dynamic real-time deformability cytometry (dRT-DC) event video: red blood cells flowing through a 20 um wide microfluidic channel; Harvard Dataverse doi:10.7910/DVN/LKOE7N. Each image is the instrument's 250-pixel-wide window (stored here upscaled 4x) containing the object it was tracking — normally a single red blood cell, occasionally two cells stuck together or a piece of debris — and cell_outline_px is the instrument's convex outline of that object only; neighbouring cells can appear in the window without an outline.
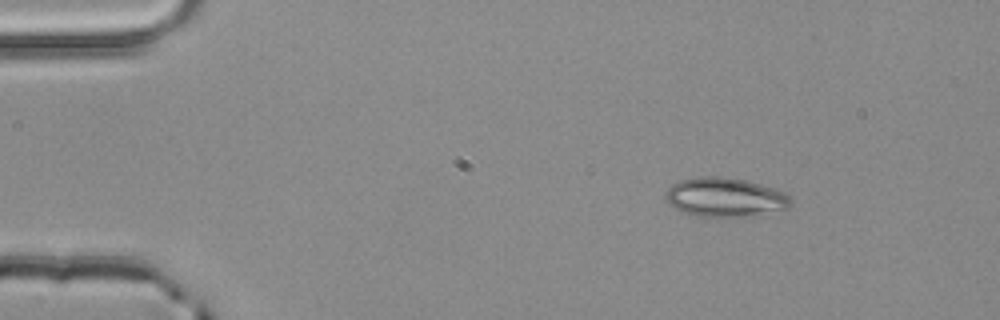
{"species": "common noctule bat (a hibernating species)", "species_latin": "Nyctalus noctula", "temperature_condition": "room temperature", "stored_images_in_passage": 2, "camera_frame_rate_fps": 3000, "um_per_image_px": 0.085, "animal": {"sex": "male", "body_mass_g": 20.4}, "frame": {"image": 1, "passage_image": 1, "time_ms": 0.0, "image_size_px": [1000, 320], "cell_outline_px": [[792, 204], [788, 208], [756, 216], [696, 216], [672, 208], [664, 200], [664, 196], [668, 188], [672, 184], [680, 180], [700, 176], [724, 176], [744, 180], [760, 184], [788, 192], [792, 200]], "centroid_in_image_um": [61.63, 16.76], "position_along_channel_um": 23.4, "area_um2": 29.02}}